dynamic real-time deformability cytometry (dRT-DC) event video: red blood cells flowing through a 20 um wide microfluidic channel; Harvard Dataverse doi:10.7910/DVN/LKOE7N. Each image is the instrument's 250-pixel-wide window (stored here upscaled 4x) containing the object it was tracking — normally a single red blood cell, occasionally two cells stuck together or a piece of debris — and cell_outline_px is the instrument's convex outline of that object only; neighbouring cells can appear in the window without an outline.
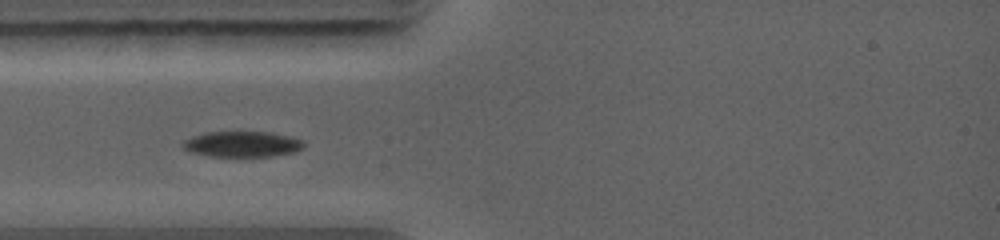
{"species": "common noctule bat (a hibernating species)", "species_latin": "Nyctalus noctula", "temperature_condition": "warm", "stored_images_in_passage": 14, "camera_frame_rate_fps": 5000, "um_per_image_px": 0.085, "animal": {"sex": "female", "body_mass_g": 19.0, "forearm_length_mm": 56.7}, "frame": {"image": 1, "passage_image": 3, "time_ms": 1.8, "image_size_px": [1000, 240], "cell_outline_px": [[304, 144], [300, 148], [292, 152], [268, 156], [212, 156], [192, 152], [184, 148], [180, 144], [184, 140], [192, 136], [204, 132], [268, 132], [288, 136], [300, 140]], "centroid_in_image_um": [20.5, 12.24], "position_along_channel_um": 64.5, "area_um2": 17.69}}
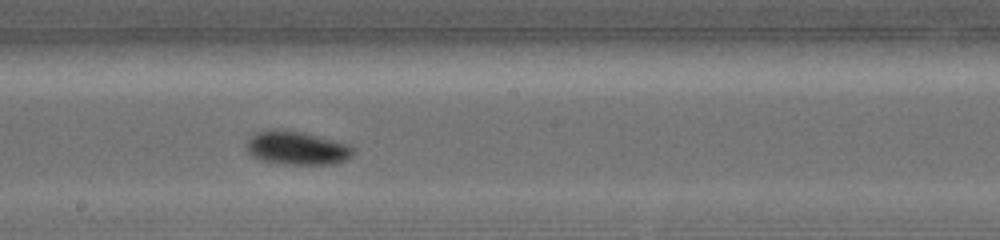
{"frame": {"image": 2, "passage_image": 7, "time_ms": 5.2, "image_size_px": [1000, 240], "cell_outline_px": [[356, 152], [352, 156], [344, 160], [332, 164], [280, 164], [260, 160], [252, 156], [248, 152], [248, 140], [256, 132], [272, 128], [300, 132], [348, 144]], "centroid_in_image_um": [25.22, 12.59], "position_along_channel_um": 223.0, "area_um2": 20.63}}
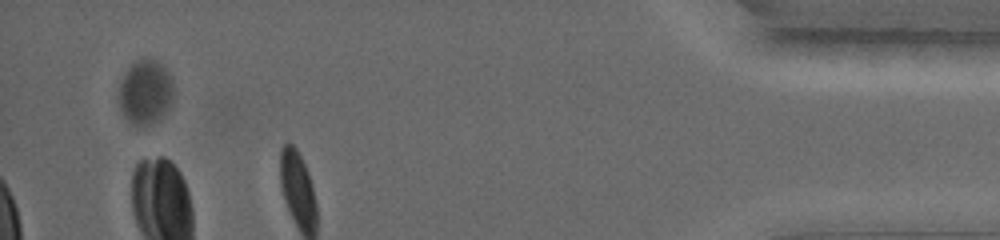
{"frame": {"image": 3, "passage_image": 13, "time_ms": 10.4, "image_size_px": [1000, 240], "cell_outline_px": [[172, 100], [168, 108], [152, 124], [144, 128], [136, 128], [128, 124], [120, 108], [120, 84], [128, 68], [136, 60], [156, 60], [168, 72], [172, 80]], "centroid_in_image_um": [12.34, 7.9], "position_along_channel_um": 422.9, "area_um2": 20.4}}